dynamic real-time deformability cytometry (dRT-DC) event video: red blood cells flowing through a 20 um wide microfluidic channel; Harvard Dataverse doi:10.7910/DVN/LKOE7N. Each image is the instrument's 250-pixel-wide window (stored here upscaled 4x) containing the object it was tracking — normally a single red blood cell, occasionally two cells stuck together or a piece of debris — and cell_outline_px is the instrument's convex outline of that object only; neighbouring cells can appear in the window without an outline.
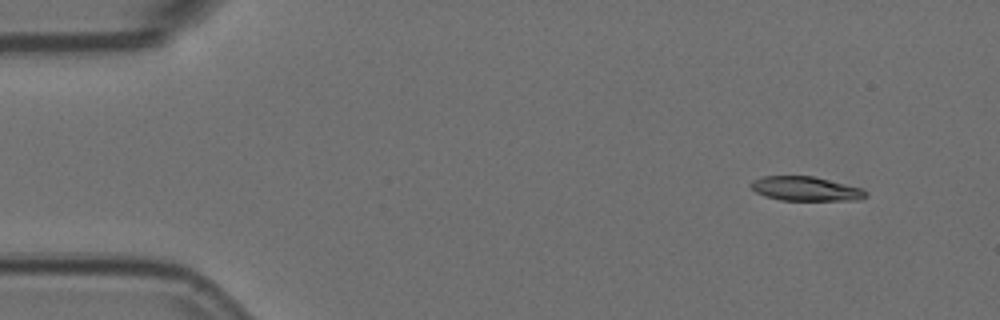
{"species": "Egyptian fruit bat (a non-hibernating species)", "species_latin": "Rousettus aegyptiacus", "temperature_condition": "room temperature", "stored_images_in_passage": 4, "camera_frame_rate_fps": 3000, "um_per_image_px": 0.085, "animal": {"sex": "female"}, "frame": {"image": 1, "passage_image": 1, "time_ms": 0.0, "image_size_px": [1000, 320], "cell_outline_px": [[868, 196], [860, 200], [780, 200], [764, 196], [756, 192], [752, 188], [752, 180], [764, 176], [812, 176], [860, 188], [868, 192]], "centroid_in_image_um": [68.49, 16.05], "position_along_channel_um": 16.5, "area_um2": 16.07}}
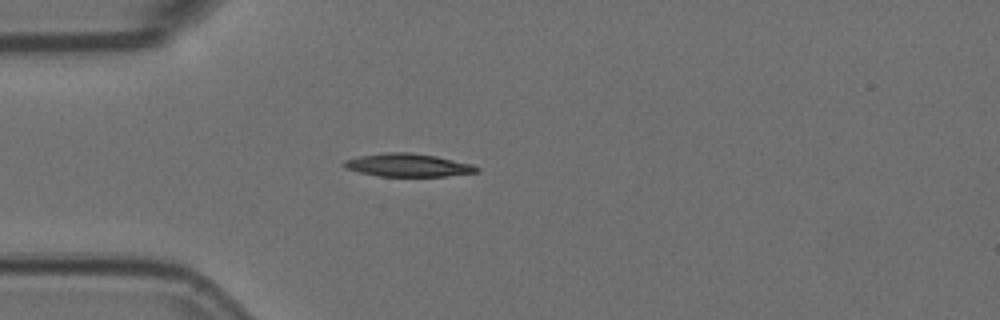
{"frame": {"image": 2, "passage_image": 3, "time_ms": 0.667, "image_size_px": [1000, 320], "cell_outline_px": [[480, 172], [448, 176], [380, 176], [360, 172], [344, 168], [340, 164], [344, 160], [360, 156], [384, 152], [412, 152], [436, 156], [472, 164], [480, 168]], "centroid_in_image_um": [34.68, 14.03], "position_along_channel_um": 50.3, "area_um2": 17.98}}